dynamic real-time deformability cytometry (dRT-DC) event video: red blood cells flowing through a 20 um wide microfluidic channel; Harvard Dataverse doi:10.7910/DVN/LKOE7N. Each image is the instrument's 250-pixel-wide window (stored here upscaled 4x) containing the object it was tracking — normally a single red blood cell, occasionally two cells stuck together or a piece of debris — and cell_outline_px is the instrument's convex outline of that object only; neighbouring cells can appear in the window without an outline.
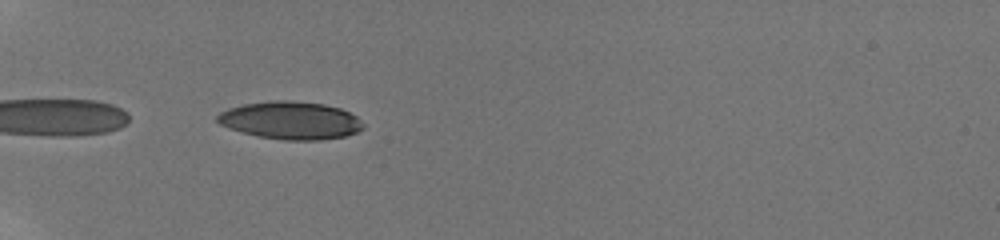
{"species": "human", "species_latin": "Homo sapiens", "temperature_condition": "room temperature", "stored_images_in_passage": 9, "camera_frame_rate_fps": 3000, "um_per_image_px": 0.085, "donor": {"sex": "male"}, "frame": {"image": 1, "passage_image": 1, "time_ms": 0.0, "image_size_px": [1000, 240], "cell_outline_px": [[364, 128], [356, 132], [344, 136], [320, 140], [284, 140], [256, 136], [228, 128], [220, 124], [216, 120], [216, 116], [220, 112], [228, 108], [244, 104], [272, 100], [288, 100], [324, 104], [340, 108], [356, 116], [364, 124]], "centroid_in_image_um": [24.68, 10.23], "position_along_channel_um": 60.3, "area_um2": 32.14}}
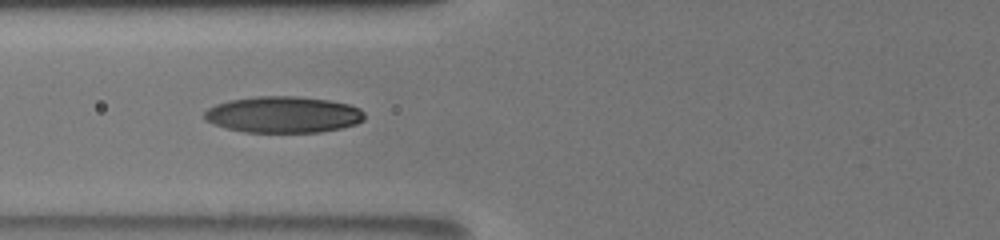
{"frame": {"image": 2, "passage_image": 6, "time_ms": 1.667, "image_size_px": [1000, 240], "cell_outline_px": [[364, 120], [356, 124], [340, 128], [320, 132], [244, 132], [212, 124], [204, 120], [204, 112], [208, 108], [216, 104], [228, 100], [256, 96], [296, 96], [328, 100], [348, 104], [360, 108], [364, 112]], "centroid_in_image_um": [24.06, 9.74], "position_along_channel_um": 101.7, "area_um2": 34.04}}
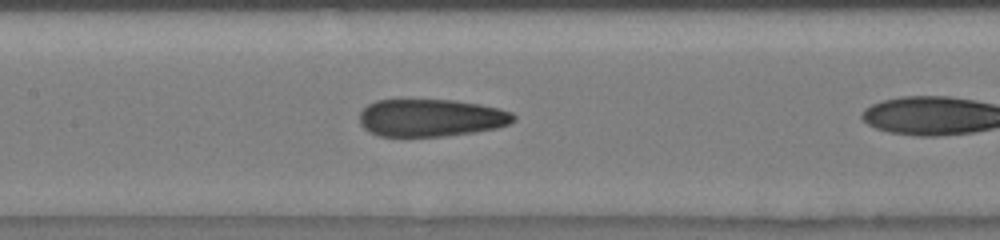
{"frame": {"image": 3, "passage_image": 8, "time_ms": 2.333, "image_size_px": [1000, 240], "cell_outline_px": [[516, 120], [508, 124], [496, 128], [472, 132], [444, 136], [380, 136], [368, 132], [360, 124], [360, 112], [368, 104], [376, 100], [456, 100], [480, 104], [500, 108], [512, 112], [516, 116]], "centroid_in_image_um": [36.64, 10.01], "position_along_channel_um": 170.8, "area_um2": 33.76}}